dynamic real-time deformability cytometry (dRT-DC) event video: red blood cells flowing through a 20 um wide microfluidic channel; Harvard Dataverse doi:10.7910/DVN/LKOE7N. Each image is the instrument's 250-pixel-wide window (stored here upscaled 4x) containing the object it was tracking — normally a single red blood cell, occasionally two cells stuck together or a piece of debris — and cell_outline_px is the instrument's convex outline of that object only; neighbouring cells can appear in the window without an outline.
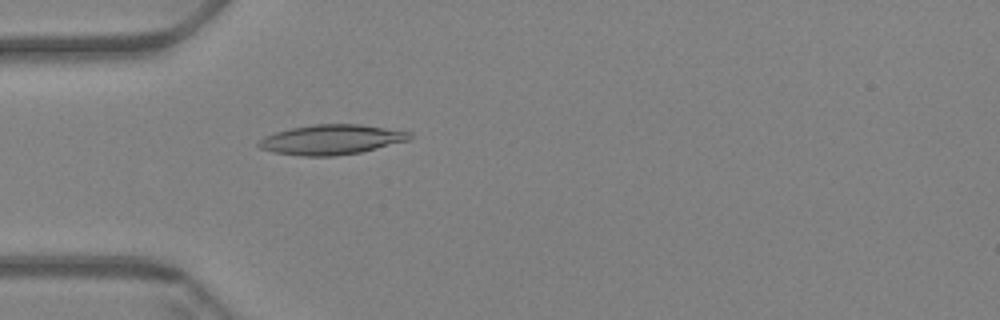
{"species": "Egyptian fruit bat (a non-hibernating species)", "species_latin": "Rousettus aegyptiacus", "temperature_condition": "warm", "stored_images_in_passage": 55, "camera_frame_rate_fps": 3000, "um_per_image_px": 0.085, "animal": {"sex": "female"}, "frame": {"image": 1, "passage_image": 18, "time_ms": 5.667, "image_size_px": [1000, 320], "cell_outline_px": [[412, 136], [408, 140], [360, 152], [332, 156], [300, 156], [272, 152], [260, 148], [256, 144], [264, 136], [276, 132], [292, 128], [316, 124], [360, 124], [412, 132]], "centroid_in_image_um": [28.14, 11.87], "position_along_channel_um": 56.9, "area_um2": 26.13}}
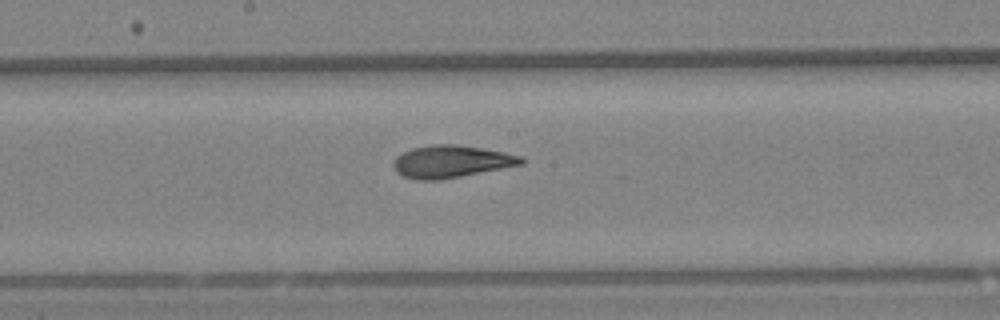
{"frame": {"image": 2, "passage_image": 32, "time_ms": 10.333, "image_size_px": [1000, 320], "cell_outline_px": [[524, 164], [440, 180], [416, 180], [404, 176], [396, 172], [392, 168], [392, 164], [396, 156], [412, 148], [432, 144], [456, 144], [504, 152], [520, 156], [524, 160]], "centroid_in_image_um": [38.31, 13.73], "position_along_channel_um": 209.9, "area_um2": 24.04}}
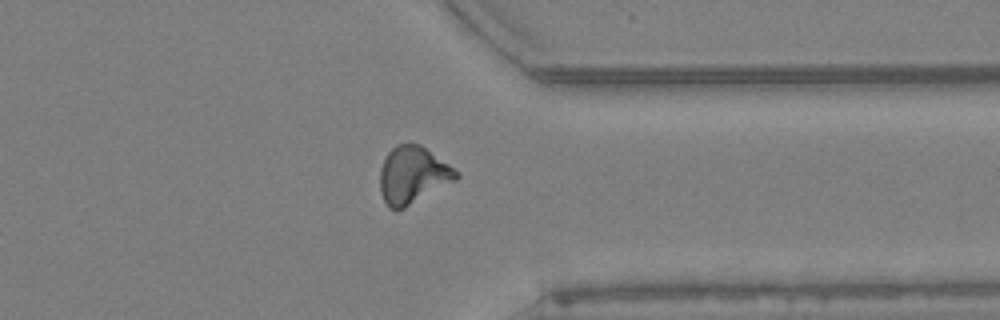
{"frame": {"image": 3, "passage_image": 47, "time_ms": 15.333, "image_size_px": [1000, 320], "cell_outline_px": [[460, 176], [456, 180], [404, 208], [388, 208], [380, 192], [380, 168], [388, 152], [396, 144], [420, 144], [460, 172]], "centroid_in_image_um": [35.09, 14.87], "position_along_channel_um": 376.3, "area_um2": 25.2}, "authors_computed_cell_mechanics": {"area_um2": 24.7962, "velocity_mm_per_s": 3.3944, "shape_relaxation_time_tau1_ms": null, "shape_relaxation_time_tau2_ms": 2.7804, "deformation_change_tau1": null, "deformation_change_tau2": 0.0992}}